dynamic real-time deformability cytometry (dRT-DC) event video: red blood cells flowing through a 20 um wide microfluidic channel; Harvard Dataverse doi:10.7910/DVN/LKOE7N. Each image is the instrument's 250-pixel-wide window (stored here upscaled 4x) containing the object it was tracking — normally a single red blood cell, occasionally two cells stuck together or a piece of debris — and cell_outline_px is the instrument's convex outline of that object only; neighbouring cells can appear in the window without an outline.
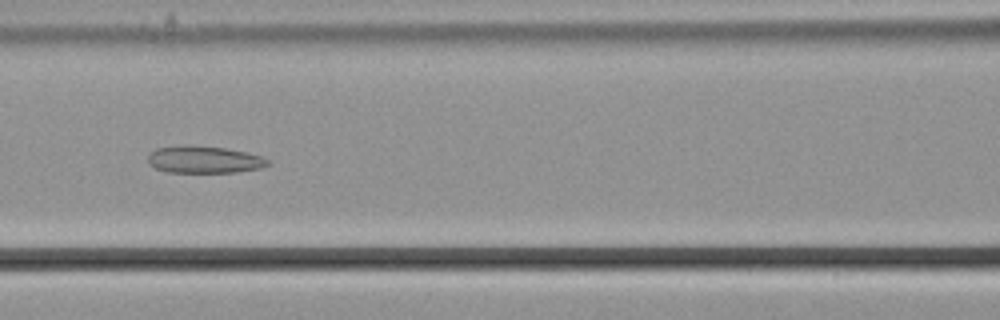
{"species": "common noctule bat (a hibernating species)", "species_latin": "Nyctalus noctula", "temperature_condition": "cold", "stored_images_in_passage": 41, "camera_frame_rate_fps": 3000, "um_per_image_px": 0.085, "animal": {"sex": "male", "body_mass_g": 21.5, "forearm_length_mm": 52.0}, "frame": {"image": 1, "passage_image": 25, "time_ms": 8.0, "image_size_px": [1000, 320], "cell_outline_px": [[272, 164], [260, 168], [236, 172], [168, 172], [156, 168], [148, 164], [148, 156], [156, 148], [184, 144], [188, 144], [224, 148], [248, 152], [272, 160]], "centroid_in_image_um": [17.38, 13.55], "position_along_channel_um": 149.2, "area_um2": 19.19}}
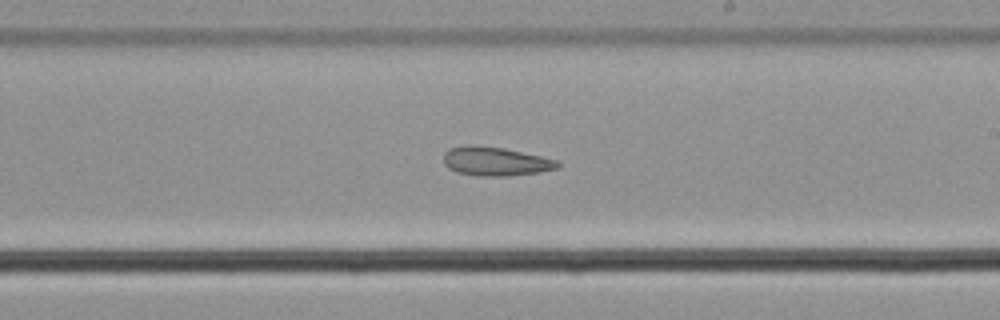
{"frame": {"image": 2, "passage_image": 33, "time_ms": 10.667, "image_size_px": [1000, 320], "cell_outline_px": [[560, 168], [540, 172], [508, 176], [476, 176], [456, 172], [448, 168], [444, 164], [444, 152], [448, 148], [504, 148], [540, 156], [556, 160], [560, 164]], "centroid_in_image_um": [42.16, 13.77], "position_along_channel_um": 246.8, "area_um2": 18.55}}
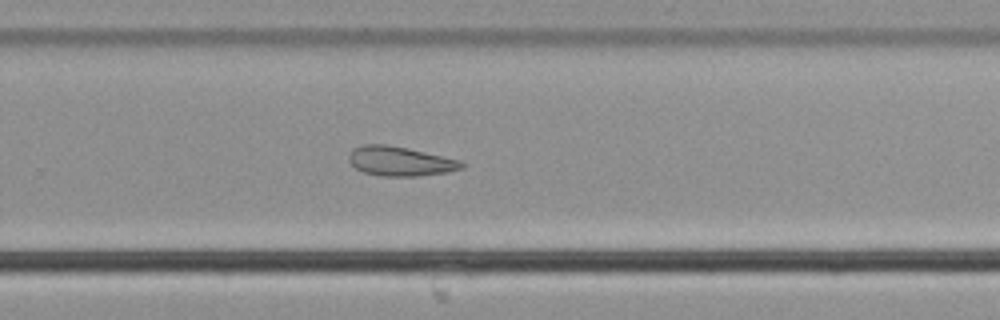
{"frame": {"image": 3, "passage_image": 37, "time_ms": 12.0, "image_size_px": [1000, 320], "cell_outline_px": [[464, 168], [448, 172], [416, 176], [380, 176], [364, 172], [356, 168], [348, 160], [348, 156], [352, 148], [364, 144], [384, 144], [408, 148], [460, 160], [464, 164]], "centroid_in_image_um": [33.99, 13.7], "position_along_channel_um": 295.8, "area_um2": 19.36}}